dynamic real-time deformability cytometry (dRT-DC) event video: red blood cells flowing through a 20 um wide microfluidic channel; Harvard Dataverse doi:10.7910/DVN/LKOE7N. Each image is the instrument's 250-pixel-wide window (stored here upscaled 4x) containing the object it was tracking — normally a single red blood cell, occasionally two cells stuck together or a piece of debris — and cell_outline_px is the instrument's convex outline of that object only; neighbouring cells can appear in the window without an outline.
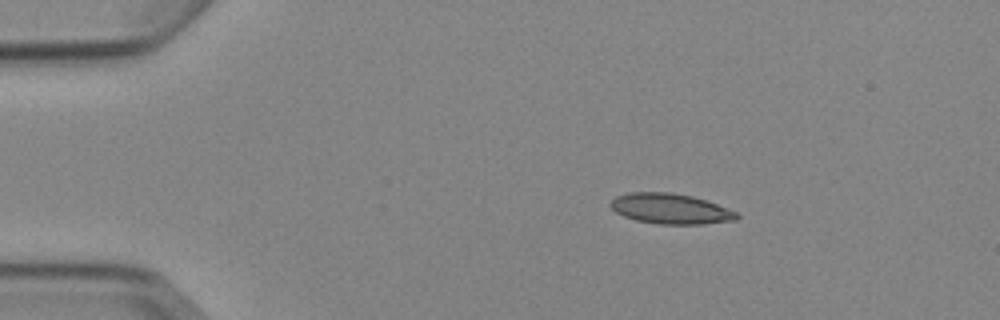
{"species": "Egyptian fruit bat (a non-hibernating species)", "species_latin": "Rousettus aegyptiacus", "temperature_condition": "cold", "stored_images_in_passage": 3, "camera_frame_rate_fps": 3000, "um_per_image_px": 0.085, "animal": {"sex": "female"}, "frame": {"image": 1, "passage_image": 1, "time_ms": 0.0, "image_size_px": [1000, 320], "cell_outline_px": [[740, 216], [736, 220], [704, 224], [660, 224], [636, 220], [624, 216], [616, 212], [608, 204], [616, 196], [628, 192], [672, 192], [692, 196], [716, 204], [736, 212]], "centroid_in_image_um": [56.97, 17.74], "position_along_channel_um": 28.0, "area_um2": 22.25}}
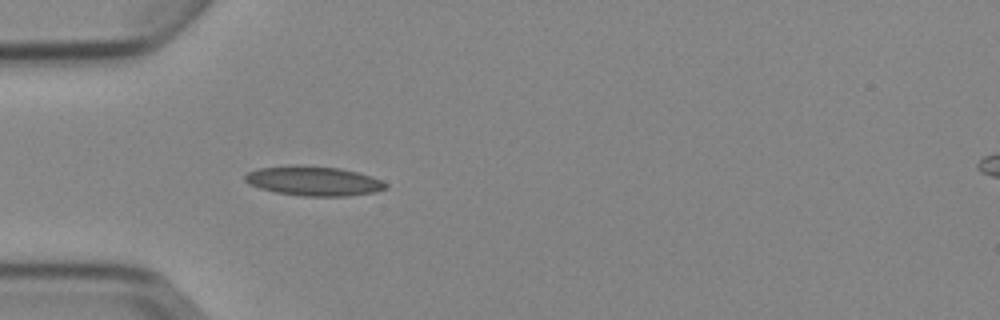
{"frame": {"image": 2, "passage_image": 3, "time_ms": 2.333, "image_size_px": [1000, 320], "cell_outline_px": [[388, 188], [376, 192], [348, 196], [304, 196], [276, 192], [260, 188], [248, 184], [244, 180], [244, 176], [248, 172], [260, 168], [296, 164], [340, 168], [372, 176], [388, 184]], "centroid_in_image_um": [26.67, 15.38], "position_along_channel_um": 58.3, "area_um2": 24.33}}